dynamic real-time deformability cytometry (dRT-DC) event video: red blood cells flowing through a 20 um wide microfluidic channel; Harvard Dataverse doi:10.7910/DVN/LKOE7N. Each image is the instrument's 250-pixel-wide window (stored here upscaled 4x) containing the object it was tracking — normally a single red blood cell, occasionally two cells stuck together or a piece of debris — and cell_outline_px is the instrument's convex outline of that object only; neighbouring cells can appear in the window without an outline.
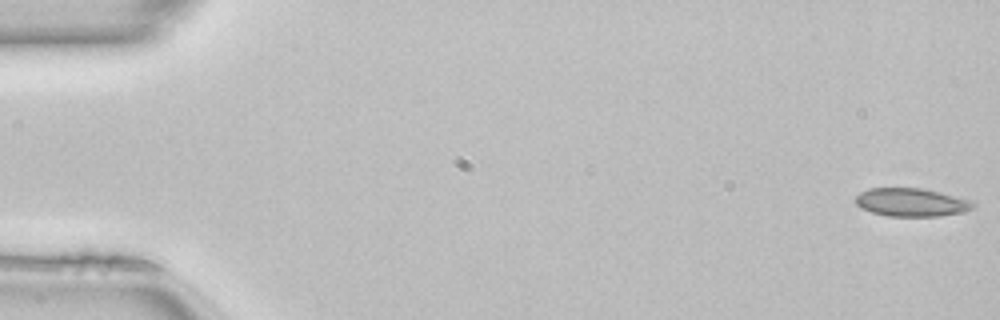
{"species": "common noctule bat (a hibernating species)", "species_latin": "Nyctalus noctula", "temperature_condition": "room temperature", "stored_images_in_passage": 50, "camera_frame_rate_fps": 3000, "um_per_image_px": 0.085, "animal": {"sex": "female", "body_mass_g": 22.7, "forearm_length_mm": 54.2}, "frame": {"image": 1, "passage_image": 1, "time_ms": 0.0, "image_size_px": [1000, 320], "cell_outline_px": [[976, 208], [964, 212], [940, 216], [888, 216], [872, 212], [860, 208], [856, 204], [856, 196], [860, 192], [868, 188], [920, 188], [972, 200], [976, 204]], "centroid_in_image_um": [77.49, 17.2], "position_along_channel_um": 7.5, "area_um2": 19.42}}
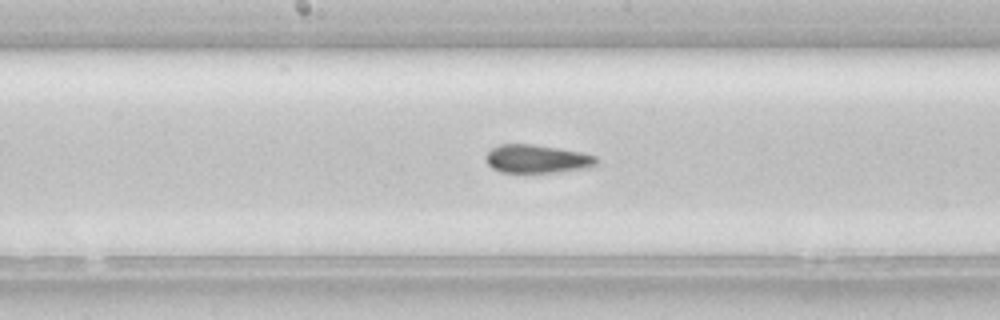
{"frame": {"image": 2, "passage_image": 26, "time_ms": 8.333, "image_size_px": [1000, 320], "cell_outline_px": [[600, 160], [596, 164], [588, 168], [556, 172], [500, 172], [492, 168], [484, 160], [484, 156], [492, 148], [500, 144], [532, 144], [560, 148], [584, 152], [596, 156]], "centroid_in_image_um": [45.66, 13.5], "position_along_channel_um": 202.5, "area_um2": 18.5}}
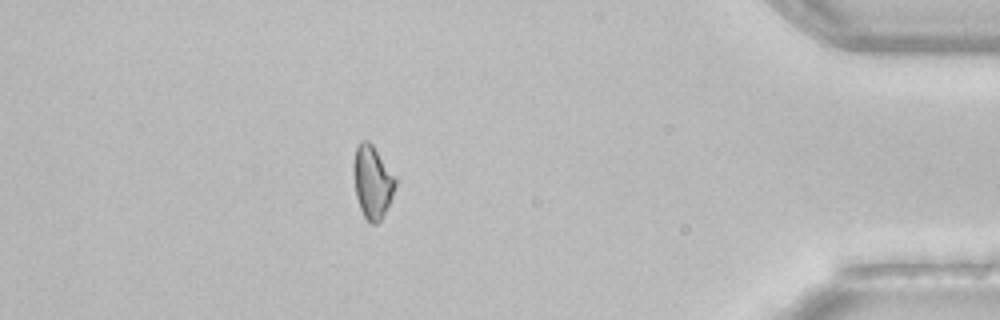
{"frame": {"image": 3, "passage_image": 44, "time_ms": 14.333, "image_size_px": [1000, 320], "cell_outline_px": [[396, 184], [392, 196], [380, 220], [376, 224], [372, 224], [364, 216], [360, 208], [356, 196], [352, 172], [352, 164], [356, 144], [360, 140], [368, 140], [372, 144], [396, 176]], "centroid_in_image_um": [31.62, 15.4], "position_along_channel_um": 403.6, "area_um2": 17.92}}